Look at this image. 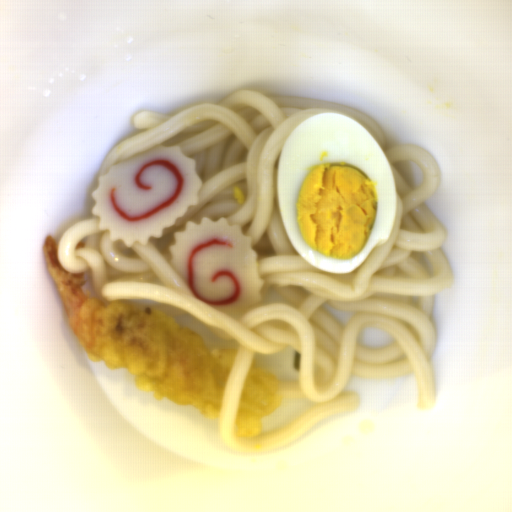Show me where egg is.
Segmentation results:
<instances>
[{
    "label": "egg",
    "mask_w": 512,
    "mask_h": 512,
    "mask_svg": "<svg viewBox=\"0 0 512 512\" xmlns=\"http://www.w3.org/2000/svg\"><path fill=\"white\" fill-rule=\"evenodd\" d=\"M235 197L240 201L241 204H245V194L237 186H233Z\"/></svg>",
    "instance_id": "egg-2"
},
{
    "label": "egg",
    "mask_w": 512,
    "mask_h": 512,
    "mask_svg": "<svg viewBox=\"0 0 512 512\" xmlns=\"http://www.w3.org/2000/svg\"><path fill=\"white\" fill-rule=\"evenodd\" d=\"M277 197L286 235L316 268L351 273L392 235L397 193L378 141L341 113L314 115L287 138Z\"/></svg>",
    "instance_id": "egg-1"
}]
</instances>
